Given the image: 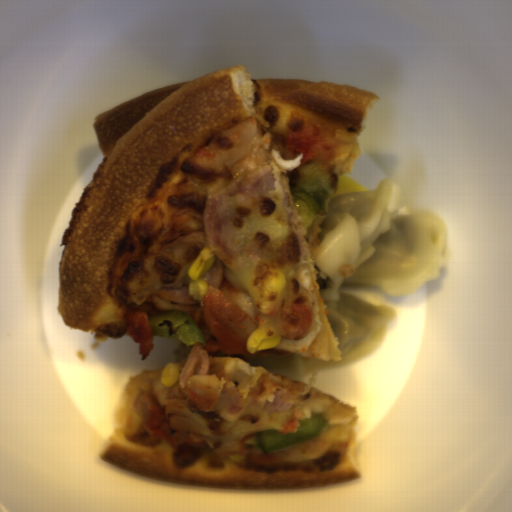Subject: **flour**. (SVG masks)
<instances>
[{
    "instance_id": "c2a2500e",
    "label": "flour",
    "mask_w": 512,
    "mask_h": 512,
    "mask_svg": "<svg viewBox=\"0 0 512 512\" xmlns=\"http://www.w3.org/2000/svg\"><path fill=\"white\" fill-rule=\"evenodd\" d=\"M393 191V181L384 178L374 190L332 196L321 224L314 268L341 361L274 352L244 360L247 365L299 381L380 349L397 316L394 307L373 305L338 289L377 287L397 297L407 295L438 279L451 260L444 221L431 211L392 212Z\"/></svg>"
}]
</instances>
